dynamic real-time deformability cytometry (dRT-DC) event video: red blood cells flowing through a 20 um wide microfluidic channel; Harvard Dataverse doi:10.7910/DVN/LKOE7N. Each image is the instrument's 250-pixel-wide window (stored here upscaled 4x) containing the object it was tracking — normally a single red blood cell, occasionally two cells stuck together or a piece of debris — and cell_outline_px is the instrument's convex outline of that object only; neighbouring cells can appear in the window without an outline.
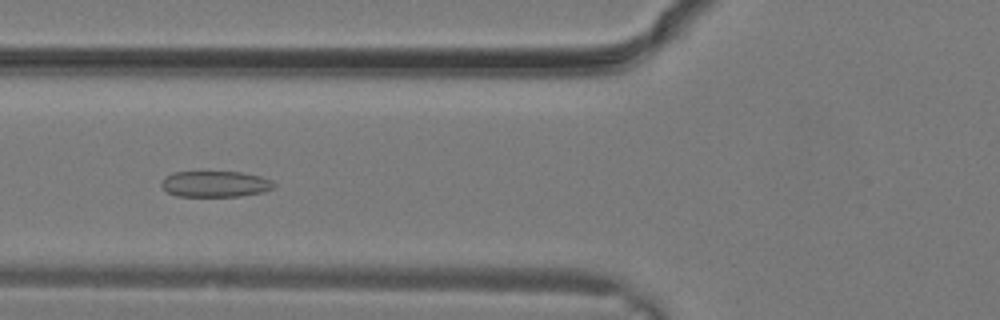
{"species": "common noctule bat (a hibernating species)", "species_latin": "Nyctalus noctula", "temperature_condition": "warm", "stored_images_in_passage": 5, "camera_frame_rate_fps": 3000, "um_per_image_px": 0.085, "animal": {"sex": "male", "body_mass_g": 19.2, "forearm_length_mm": 51.8}, "frame": {"image": 1, "passage_image": 3, "time_ms": 0.667, "image_size_px": [1000, 320], "cell_outline_px": [[276, 184], [272, 188], [260, 192], [240, 196], [176, 196], [168, 192], [160, 184], [164, 176], [172, 172], [240, 172], [260, 176], [272, 180]], "centroid_in_image_um": [18.26, 15.63], "position_along_channel_um": 107.5, "area_um2": 16.99}}